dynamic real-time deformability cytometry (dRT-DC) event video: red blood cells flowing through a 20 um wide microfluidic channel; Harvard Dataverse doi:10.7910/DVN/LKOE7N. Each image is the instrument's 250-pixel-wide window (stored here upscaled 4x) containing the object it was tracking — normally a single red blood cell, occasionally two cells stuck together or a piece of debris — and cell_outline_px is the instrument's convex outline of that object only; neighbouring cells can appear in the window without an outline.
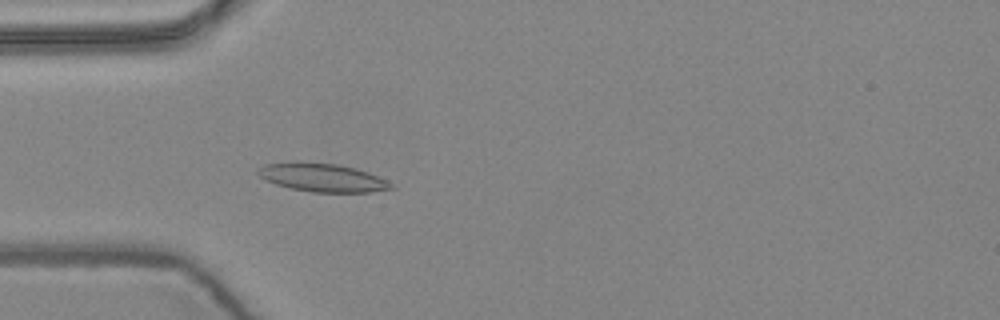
{"species": "common noctule bat (a hibernating species)", "species_latin": "Nyctalus noctula", "temperature_condition": "warm", "stored_images_in_passage": 4, "camera_frame_rate_fps": 3000, "um_per_image_px": 0.085, "animal": {"sex": "female", "body_mass_g": 24.6, "forearm_length_mm": 56.2}, "frame": {"image": 1, "passage_image": 4, "time_ms": 1.0, "image_size_px": [1000, 320], "cell_outline_px": [[396, 188], [368, 192], [312, 192], [288, 188], [276, 184], [260, 176], [256, 172], [256, 168], [264, 164], [292, 160], [300, 160], [336, 164], [356, 168], [368, 172], [388, 180], [396, 184]], "centroid_in_image_um": [27.39, 15.07], "position_along_channel_um": 57.6, "area_um2": 22.6}}